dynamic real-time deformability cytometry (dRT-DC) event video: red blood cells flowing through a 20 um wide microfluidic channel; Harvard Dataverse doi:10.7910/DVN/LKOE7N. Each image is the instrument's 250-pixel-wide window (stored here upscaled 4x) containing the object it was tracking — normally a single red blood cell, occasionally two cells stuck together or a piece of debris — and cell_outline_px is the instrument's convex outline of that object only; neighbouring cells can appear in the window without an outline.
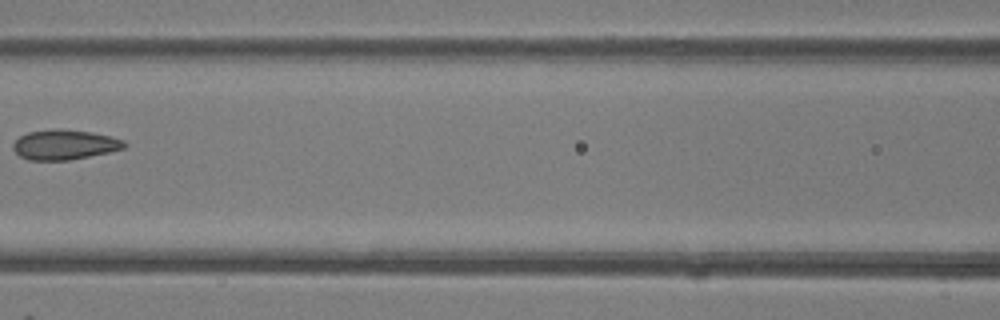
{"species": "common noctule bat (a hibernating species)", "species_latin": "Nyctalus noctula", "temperature_condition": "room temperature", "stored_images_in_passage": 6, "camera_frame_rate_fps": 3000, "um_per_image_px": 0.085, "animal": {"sex": "female"}, "frame": {"image": 1, "passage_image": 6, "time_ms": 1.667, "image_size_px": [1000, 320], "cell_outline_px": [[128, 144], [124, 148], [108, 152], [68, 160], [28, 160], [20, 156], [12, 148], [12, 144], [20, 136], [28, 132], [52, 128], [60, 128], [92, 132], [124, 140]], "centroid_in_image_um": [5.46, 12.28], "position_along_channel_um": 161.1, "area_um2": 19.42}}